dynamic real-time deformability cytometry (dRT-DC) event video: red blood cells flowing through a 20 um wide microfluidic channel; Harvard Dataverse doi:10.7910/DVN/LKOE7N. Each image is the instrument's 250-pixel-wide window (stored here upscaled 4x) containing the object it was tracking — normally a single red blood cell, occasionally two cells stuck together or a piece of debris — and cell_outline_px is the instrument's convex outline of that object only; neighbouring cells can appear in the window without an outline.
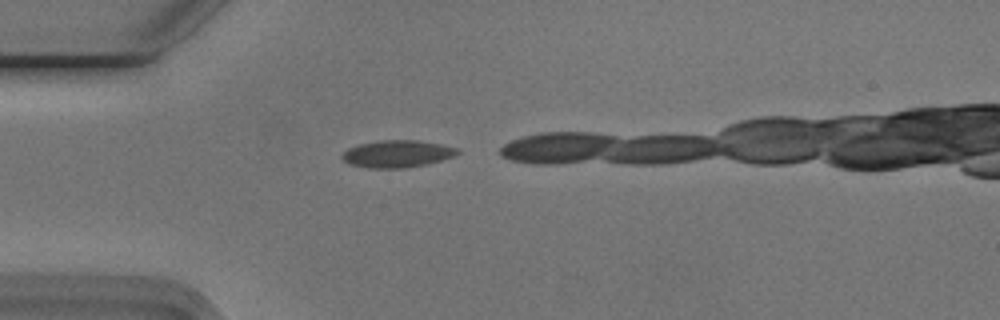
{"species": "Egyptian fruit bat (a non-hibernating species)", "species_latin": "Rousettus aegyptiacus", "temperature_condition": "cold", "stored_images_in_passage": 9, "camera_frame_rate_fps": 3000, "um_per_image_px": 0.085, "animal": {"sex": "male"}, "frame": {"image": 1, "passage_image": 1, "time_ms": 0.0, "image_size_px": [1000, 320], "cell_outline_px": [[460, 152], [452, 156], [428, 164], [404, 168], [368, 168], [352, 164], [344, 160], [340, 156], [348, 148], [360, 144], [380, 140], [416, 140], [440, 144], [456, 148]], "centroid_in_image_um": [33.74, 13.07], "position_along_channel_um": 51.3, "area_um2": 18.03}}
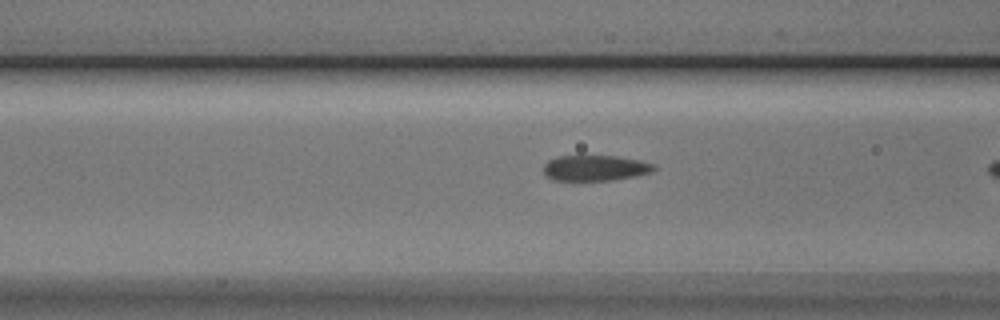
{"frame": {"image": 2, "passage_image": 7, "time_ms": 2.0, "image_size_px": [1000, 320], "cell_outline_px": [[656, 168], [652, 172], [612, 180], [552, 180], [544, 172], [544, 164], [548, 160], [556, 156], [616, 156], [640, 160], [656, 164]], "centroid_in_image_um": [50.6, 14.27], "position_along_channel_um": 116.0, "area_um2": 16.42}}